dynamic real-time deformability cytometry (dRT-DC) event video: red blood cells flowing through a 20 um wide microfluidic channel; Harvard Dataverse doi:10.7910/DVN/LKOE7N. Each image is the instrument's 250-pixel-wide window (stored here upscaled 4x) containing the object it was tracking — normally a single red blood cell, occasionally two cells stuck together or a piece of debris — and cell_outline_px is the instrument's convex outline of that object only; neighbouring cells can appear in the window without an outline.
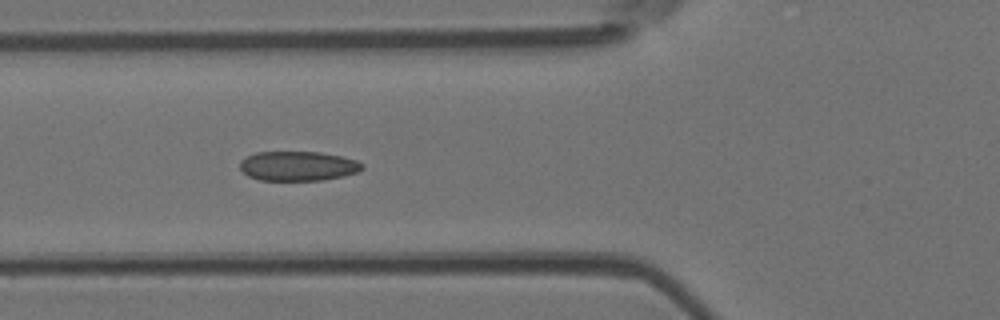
{"species": "Egyptian fruit bat (a non-hibernating species)", "species_latin": "Rousettus aegyptiacus", "temperature_condition": "room temperature", "stored_images_in_passage": 10, "segment_of_instrument_passage": [1, 2], "camera_frame_rate_fps": 3000, "um_per_image_px": 0.085, "animal": {"sex": "female"}, "frame": {"image": 1, "passage_image": 5, "time_ms": 4.667, "image_size_px": [1000, 320], "cell_outline_px": [[364, 168], [356, 172], [344, 176], [320, 180], [260, 180], [248, 176], [240, 168], [240, 160], [256, 152], [320, 152], [340, 156], [356, 160], [364, 164]], "centroid_in_image_um": [25.33, 14.11], "position_along_channel_um": 100.5, "area_um2": 20.98}}
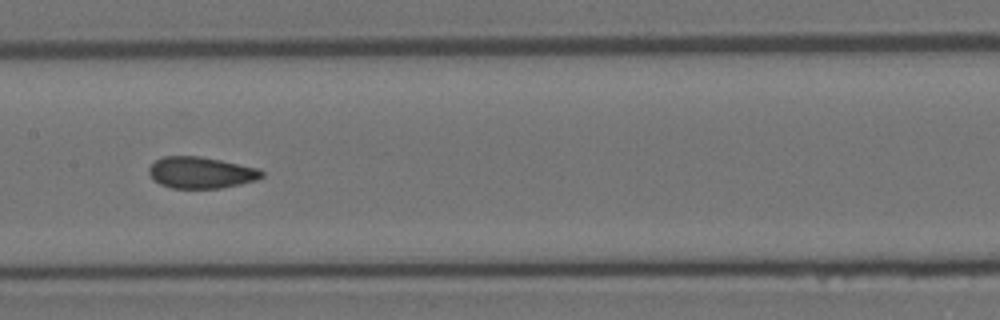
{"frame": {"image": 2, "passage_image": 7, "time_ms": 7.0, "image_size_px": [1000, 320], "cell_outline_px": [[264, 176], [256, 180], [240, 184], [220, 188], [172, 188], [160, 184], [152, 180], [148, 172], [148, 168], [156, 160], [164, 156], [200, 156], [260, 168], [264, 172]], "centroid_in_image_um": [17.08, 14.67], "position_along_channel_um": 190.3, "area_um2": 20.81}}
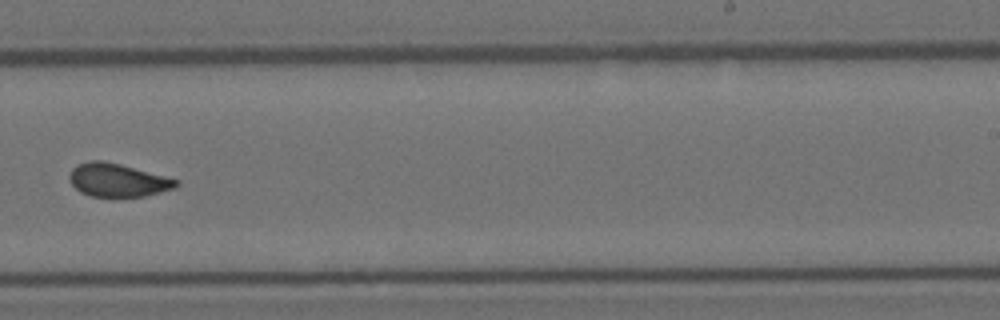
{"frame": {"image": 3, "passage_image": 9, "time_ms": 9.333, "image_size_px": [1000, 320], "cell_outline_px": [[180, 184], [176, 188], [144, 196], [92, 196], [80, 192], [72, 184], [68, 176], [72, 168], [76, 164], [88, 160], [104, 160], [120, 164], [180, 180]], "centroid_in_image_um": [10.0, 15.29], "position_along_channel_um": 279.0, "area_um2": 20.69}}